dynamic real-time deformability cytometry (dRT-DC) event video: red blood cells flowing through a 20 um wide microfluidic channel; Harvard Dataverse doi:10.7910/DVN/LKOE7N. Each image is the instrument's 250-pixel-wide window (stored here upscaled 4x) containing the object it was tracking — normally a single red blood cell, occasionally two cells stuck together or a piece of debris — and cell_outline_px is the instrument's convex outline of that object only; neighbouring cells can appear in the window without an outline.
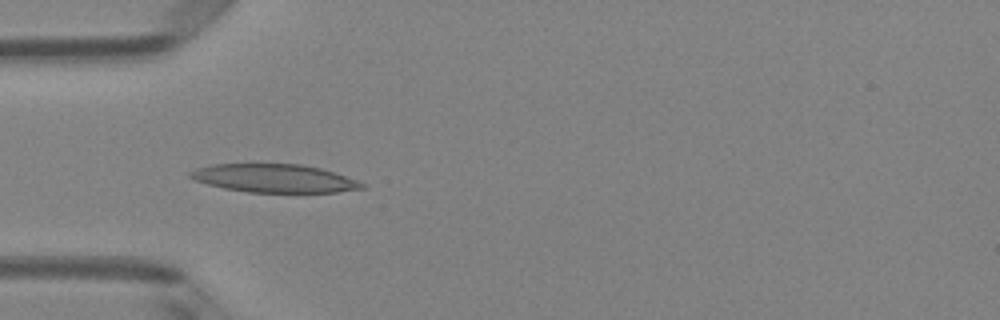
{"species": "Egyptian fruit bat (a non-hibernating species)", "species_latin": "Rousettus aegyptiacus", "temperature_condition": "room temperature", "stored_images_in_passage": 7, "camera_frame_rate_fps": 3000, "um_per_image_px": 0.085, "animal": {"sex": "female"}, "frame": {"image": 1, "passage_image": 5, "time_ms": 1.333, "image_size_px": [1000, 320], "cell_outline_px": [[364, 188], [336, 192], [248, 192], [224, 188], [208, 184], [196, 180], [188, 176], [188, 172], [196, 168], [208, 164], [252, 160], [300, 164], [320, 168], [356, 180], [364, 184]], "centroid_in_image_um": [23.18, 15.09], "position_along_channel_um": 61.8, "area_um2": 29.36}}
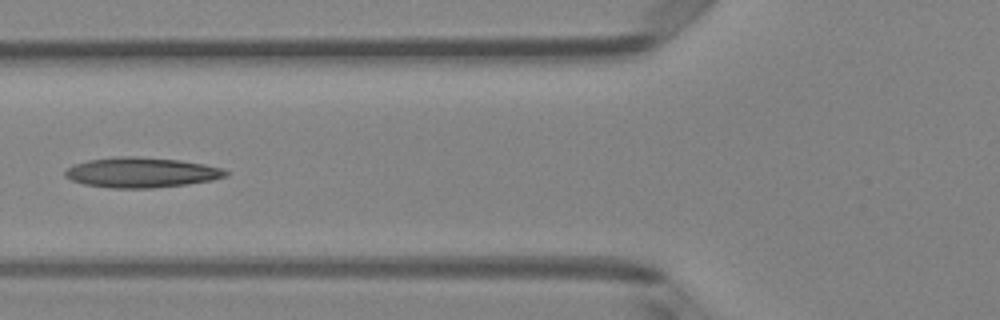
{"frame": {"image": 2, "passage_image": 6, "time_ms": 1.667, "image_size_px": [1000, 320], "cell_outline_px": [[228, 176], [212, 180], [188, 184], [152, 188], [112, 188], [84, 184], [72, 180], [64, 176], [64, 172], [72, 164], [88, 160], [116, 156], [136, 156], [180, 160], [204, 164], [224, 168], [228, 172]], "centroid_in_image_um": [12.02, 14.65], "position_along_channel_um": 113.8, "area_um2": 28.38}}
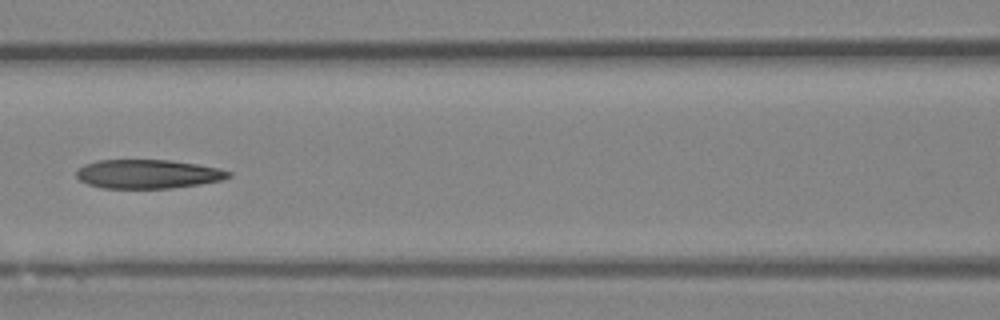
{"frame": {"image": 3, "passage_image": 7, "time_ms": 2.0, "image_size_px": [1000, 320], "cell_outline_px": [[232, 176], [224, 180], [200, 184], [172, 188], [100, 188], [88, 184], [80, 180], [76, 176], [76, 168], [84, 164], [96, 160], [168, 160], [196, 164], [216, 168], [232, 172]], "centroid_in_image_um": [12.54, 14.79], "position_along_channel_um": 154.1, "area_um2": 25.78}}